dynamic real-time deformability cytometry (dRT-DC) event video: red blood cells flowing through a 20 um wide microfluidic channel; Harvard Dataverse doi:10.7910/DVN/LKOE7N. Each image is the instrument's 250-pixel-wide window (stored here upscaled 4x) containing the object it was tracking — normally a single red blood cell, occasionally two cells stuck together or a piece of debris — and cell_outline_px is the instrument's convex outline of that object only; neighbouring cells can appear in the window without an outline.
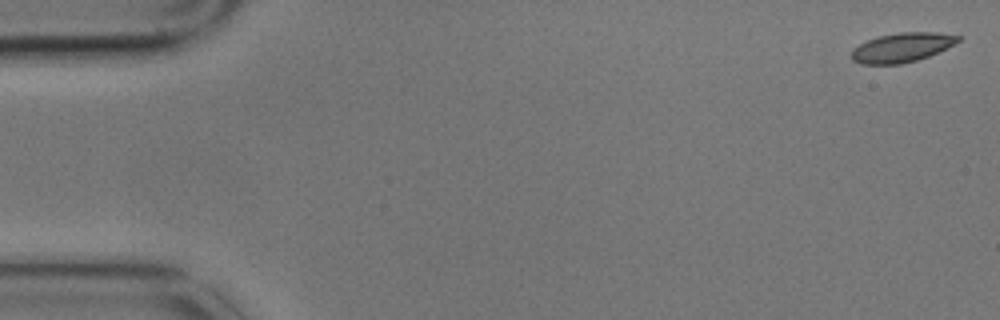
{"species": "common noctule bat (a hibernating species)", "species_latin": "Nyctalus noctula", "temperature_condition": "cold", "stored_images_in_passage": 4, "camera_frame_rate_fps": 3000, "um_per_image_px": 0.085, "animal": {"sex": "male", "body_mass_g": 17.9}, "frame": {"image": 1, "passage_image": 1, "time_ms": 0.0, "image_size_px": [1000, 320], "cell_outline_px": [[960, 40], [928, 56], [916, 60], [900, 64], [860, 64], [852, 60], [852, 48], [868, 40], [880, 36], [900, 32], [936, 32], [960, 36]], "centroid_in_image_um": [76.62, 4.04], "position_along_channel_um": 8.4, "area_um2": 17.86}}